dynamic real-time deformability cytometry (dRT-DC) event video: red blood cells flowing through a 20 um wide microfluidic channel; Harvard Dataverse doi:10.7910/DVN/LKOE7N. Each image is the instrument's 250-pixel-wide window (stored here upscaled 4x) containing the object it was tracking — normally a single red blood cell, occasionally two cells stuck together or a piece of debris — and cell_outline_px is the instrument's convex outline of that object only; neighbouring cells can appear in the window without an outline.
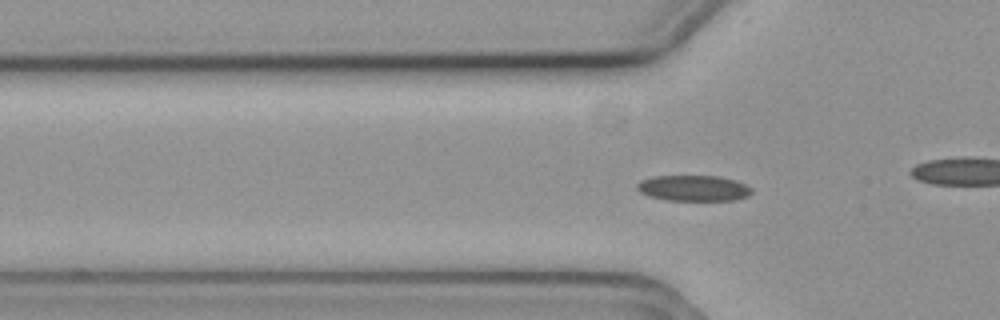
{"species": "common noctule bat (a hibernating species)", "species_latin": "Nyctalus noctula", "temperature_condition": "cold", "stored_images_in_passage": 3, "camera_frame_rate_fps": 3000, "um_per_image_px": 0.085, "animal": {"sex": "female", "body_mass_g": 19.3, "forearm_length_mm": 54.1}, "frame": {"image": 1, "passage_image": 3, "time_ms": 0.667, "image_size_px": [1000, 320], "cell_outline_px": [[752, 192], [748, 196], [736, 200], [664, 200], [648, 196], [640, 192], [636, 188], [636, 184], [640, 180], [652, 176], [720, 176], [736, 180], [752, 188]], "centroid_in_image_um": [58.93, 15.99], "position_along_channel_um": 66.9, "area_um2": 17.4}}